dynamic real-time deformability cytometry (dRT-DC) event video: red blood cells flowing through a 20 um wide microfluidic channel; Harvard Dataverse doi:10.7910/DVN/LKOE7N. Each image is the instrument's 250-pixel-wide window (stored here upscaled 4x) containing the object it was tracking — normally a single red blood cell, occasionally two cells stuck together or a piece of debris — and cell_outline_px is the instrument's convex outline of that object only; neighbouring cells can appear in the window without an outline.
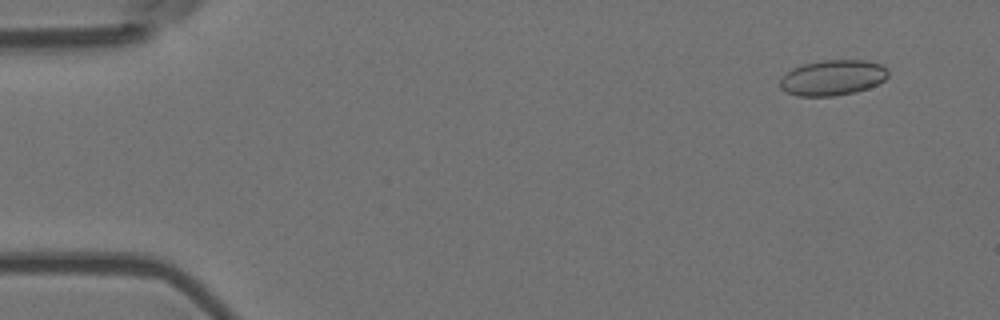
{"species": "Egyptian fruit bat (a non-hibernating species)", "species_latin": "Rousettus aegyptiacus", "temperature_condition": "room temperature", "stored_images_in_passage": 6, "camera_frame_rate_fps": 3000, "um_per_image_px": 0.085, "animal": {"sex": "female"}, "frame": {"image": 1, "passage_image": 1, "time_ms": 0.0, "image_size_px": [1000, 320], "cell_outline_px": [[888, 76], [884, 80], [868, 88], [852, 92], [832, 96], [796, 96], [780, 88], [780, 80], [792, 68], [804, 64], [824, 60], [864, 60], [884, 64], [888, 68]], "centroid_in_image_um": [70.8, 6.59], "position_along_channel_um": 14.2, "area_um2": 22.25}}
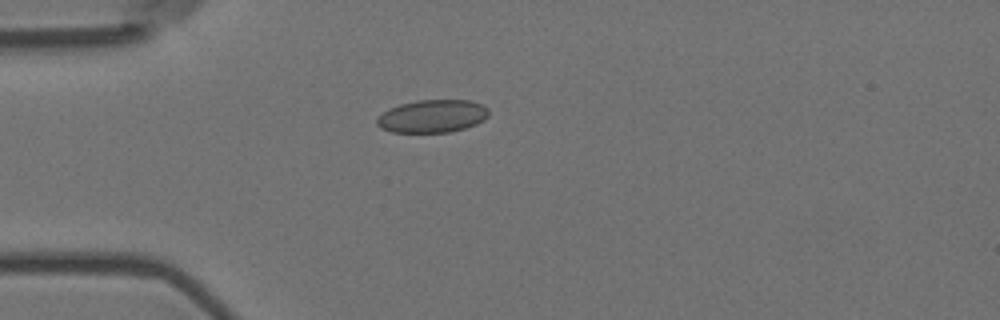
{"frame": {"image": 2, "passage_image": 4, "time_ms": 1.0, "image_size_px": [1000, 320], "cell_outline_px": [[488, 116], [484, 120], [476, 124], [464, 128], [448, 132], [392, 132], [380, 128], [376, 124], [376, 120], [388, 108], [400, 104], [416, 100], [468, 100], [480, 104], [488, 108]], "centroid_in_image_um": [36.74, 9.87], "position_along_channel_um": 48.3, "area_um2": 21.33}}
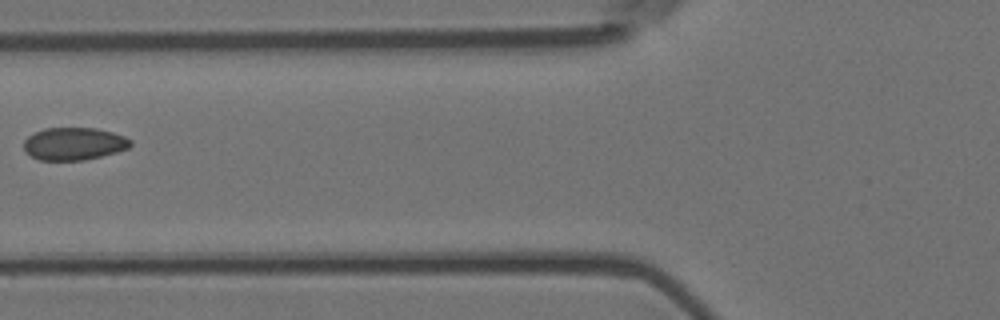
{"frame": {"image": 3, "passage_image": 6, "time_ms": 1.667, "image_size_px": [1000, 320], "cell_outline_px": [[132, 144], [128, 148], [116, 152], [84, 160], [40, 160], [32, 156], [24, 148], [24, 140], [28, 136], [44, 128], [96, 128], [112, 132], [124, 136], [132, 140]], "centroid_in_image_um": [6.3, 12.21], "position_along_channel_um": 119.5, "area_um2": 20.11}}